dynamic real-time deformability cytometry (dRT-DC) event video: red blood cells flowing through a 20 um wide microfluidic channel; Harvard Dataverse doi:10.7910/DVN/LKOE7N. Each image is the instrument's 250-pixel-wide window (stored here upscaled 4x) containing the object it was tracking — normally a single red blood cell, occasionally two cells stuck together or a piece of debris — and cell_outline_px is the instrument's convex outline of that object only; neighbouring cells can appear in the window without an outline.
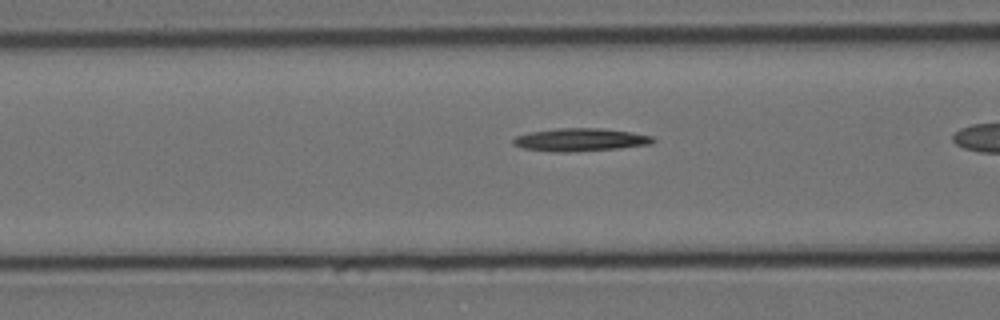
{"species": "Egyptian fruit bat (a non-hibernating species)", "species_latin": "Rousettus aegyptiacus", "temperature_condition": "cold", "stored_images_in_passage": 43, "camera_frame_rate_fps": 3000, "um_per_image_px": 0.085, "animal": {"sex": "female"}, "frame": {"image": 1, "passage_image": 20, "time_ms": 6.333, "image_size_px": [1000, 320], "cell_outline_px": [[656, 140], [652, 144], [620, 148], [568, 152], [556, 152], [524, 148], [512, 144], [512, 140], [516, 136], [528, 132], [556, 128], [604, 128], [632, 132], [652, 136]], "centroid_in_image_um": [49.34, 11.87], "position_along_channel_um": 117.3, "area_um2": 18.79}}
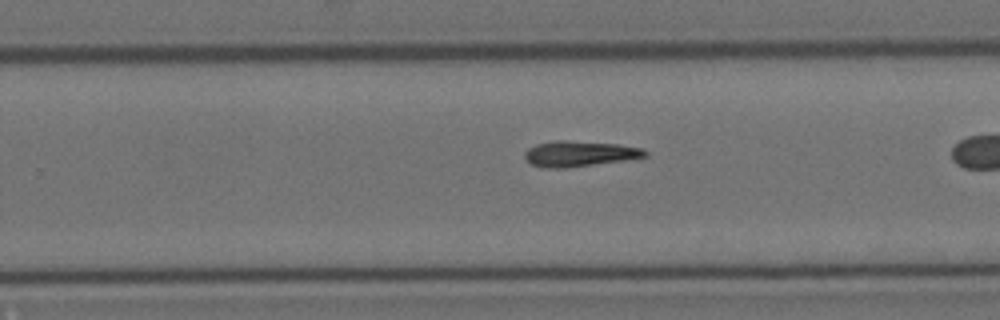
{"frame": {"image": 2, "passage_image": 34, "time_ms": 11.0, "image_size_px": [1000, 320], "cell_outline_px": [[648, 156], [624, 160], [564, 168], [544, 168], [532, 164], [524, 156], [524, 152], [528, 148], [536, 144], [552, 140], [564, 140], [616, 144], [644, 148], [648, 152]], "centroid_in_image_um": [49.24, 13.06], "position_along_channel_um": 280.6, "area_um2": 17.86}}
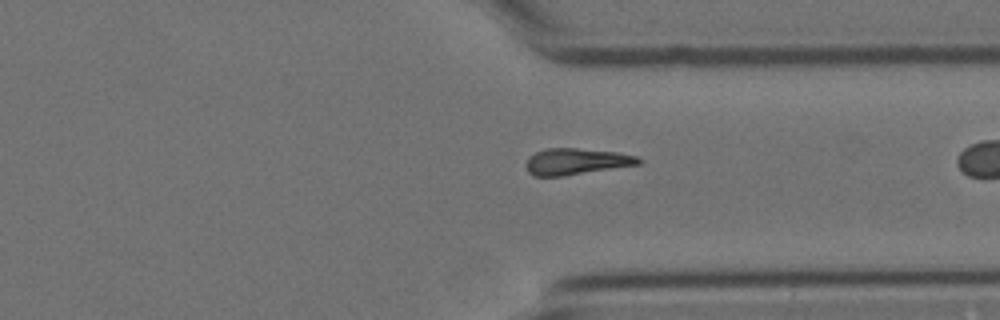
{"frame": {"image": 3, "passage_image": 41, "time_ms": 13.333, "image_size_px": [1000, 320], "cell_outline_px": [[644, 160], [640, 164], [564, 176], [532, 176], [528, 172], [524, 164], [528, 156], [544, 148], [576, 148], [616, 152], [636, 156]], "centroid_in_image_um": [48.93, 13.73], "position_along_channel_um": 362.5, "area_um2": 17.46}}